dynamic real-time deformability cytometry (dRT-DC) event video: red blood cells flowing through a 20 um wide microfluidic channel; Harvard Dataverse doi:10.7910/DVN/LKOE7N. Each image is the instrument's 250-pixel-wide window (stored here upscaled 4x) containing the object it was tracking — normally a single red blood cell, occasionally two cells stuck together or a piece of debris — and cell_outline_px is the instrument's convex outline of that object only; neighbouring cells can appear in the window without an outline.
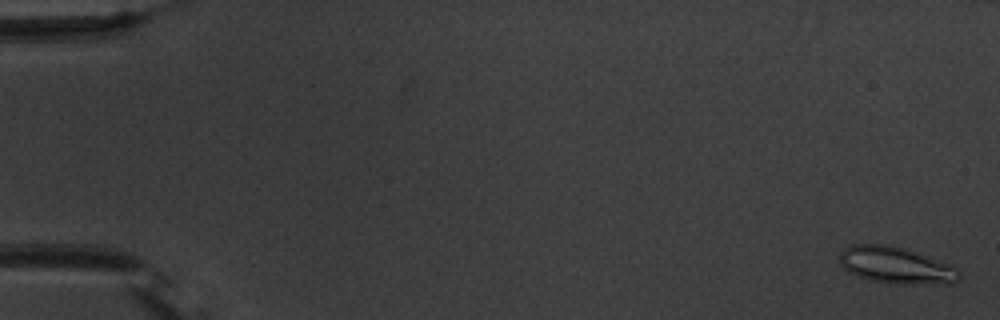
{"species": "common noctule bat (a hibernating species)", "species_latin": "Nyctalus noctula", "temperature_condition": "warm", "stored_images_in_passage": 54, "camera_frame_rate_fps": 3000, "um_per_image_px": 0.085, "animal": {"sex": "male", "body_mass_g": 20.1, "forearm_length_mm": 53.5}, "frame": {"image": 1, "passage_image": 1, "time_ms": 0.0, "image_size_px": [1000, 320], "cell_outline_px": [[960, 280], [912, 284], [896, 284], [868, 280], [848, 272], [840, 264], [840, 252], [844, 248], [852, 244], [892, 244], [916, 252], [948, 264], [956, 268], [960, 272]], "centroid_in_image_um": [76.07, 22.52], "position_along_channel_um": 8.9, "area_um2": 25.26}}
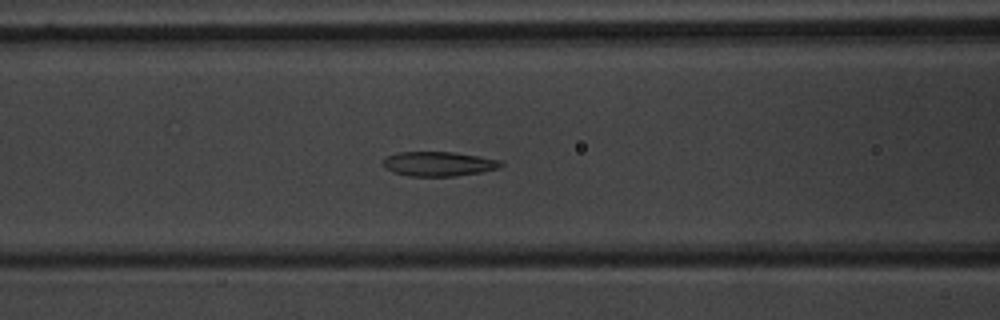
{"frame": {"image": 2, "passage_image": 23, "time_ms": 7.333, "image_size_px": [1000, 320], "cell_outline_px": [[504, 164], [500, 168], [480, 172], [456, 176], [408, 176], [392, 172], [384, 168], [384, 160], [388, 156], [396, 152], [452, 152], [500, 160]], "centroid_in_image_um": [37.27, 13.93], "position_along_channel_um": 129.3, "area_um2": 16.76}}
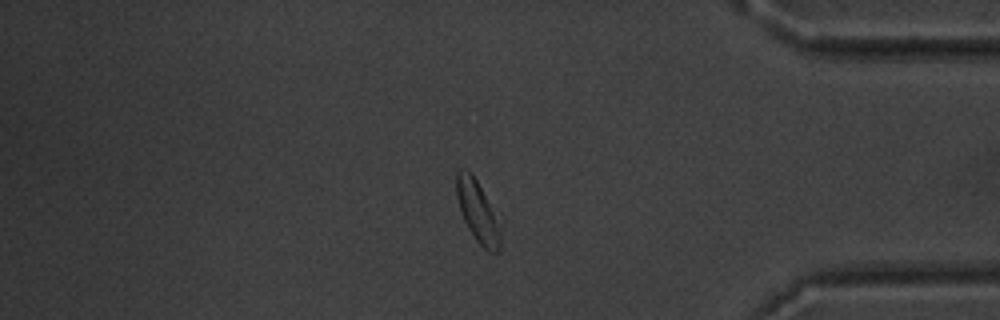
{"frame": {"image": 3, "passage_image": 46, "time_ms": 15.0, "image_size_px": [1000, 320], "cell_outline_px": [[504, 220], [500, 248], [496, 252], [488, 252], [476, 240], [468, 228], [464, 220], [456, 196], [456, 172], [460, 168], [464, 168], [476, 180], [504, 216]], "centroid_in_image_um": [40.73, 18.0], "position_along_channel_um": 394.5, "area_um2": 16.99}, "authors_computed_cell_mechanics": {"area_um2": 17.5712, "velocity_mm_per_s": 3.7634, "shape_relaxation_time_tau1_ms": 10.9554, "shape_relaxation_time_tau2_ms": 2.7354, "deformation_change_tau1": 0.2188, "deformation_change_tau2": 0.096}}